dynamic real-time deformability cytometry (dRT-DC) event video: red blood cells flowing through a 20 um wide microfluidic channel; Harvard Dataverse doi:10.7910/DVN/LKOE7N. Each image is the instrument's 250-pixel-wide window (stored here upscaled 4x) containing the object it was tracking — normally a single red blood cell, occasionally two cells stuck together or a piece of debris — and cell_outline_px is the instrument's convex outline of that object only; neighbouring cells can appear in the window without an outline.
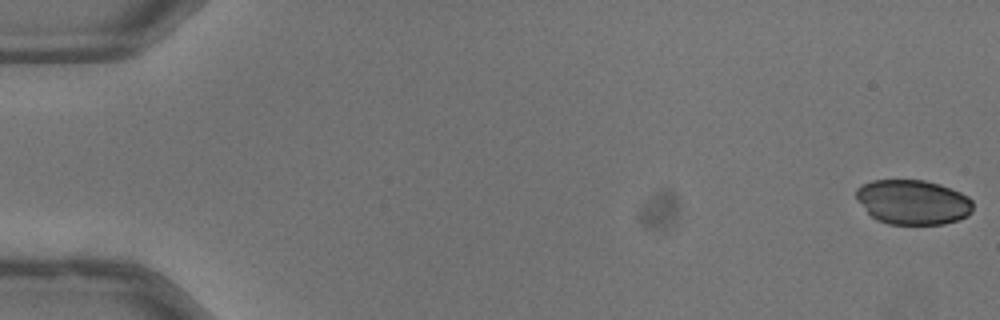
{"species": "common noctule bat (a hibernating species)", "species_latin": "Nyctalus noctula", "temperature_condition": "warm", "stored_images_in_passage": 8, "camera_frame_rate_fps": 3000, "um_per_image_px": 0.085, "animal": {"sex": "male", "body_mass_g": 13.3}, "frame": {"image": 1, "passage_image": 1, "time_ms": 0.0, "image_size_px": [1000, 320], "cell_outline_px": [[972, 212], [968, 216], [944, 224], [888, 224], [876, 220], [856, 200], [856, 188], [860, 184], [872, 180], [924, 180], [940, 184], [960, 192], [968, 196], [972, 200]], "centroid_in_image_um": [77.58, 17.17], "position_along_channel_um": 7.4, "area_um2": 30.63}}